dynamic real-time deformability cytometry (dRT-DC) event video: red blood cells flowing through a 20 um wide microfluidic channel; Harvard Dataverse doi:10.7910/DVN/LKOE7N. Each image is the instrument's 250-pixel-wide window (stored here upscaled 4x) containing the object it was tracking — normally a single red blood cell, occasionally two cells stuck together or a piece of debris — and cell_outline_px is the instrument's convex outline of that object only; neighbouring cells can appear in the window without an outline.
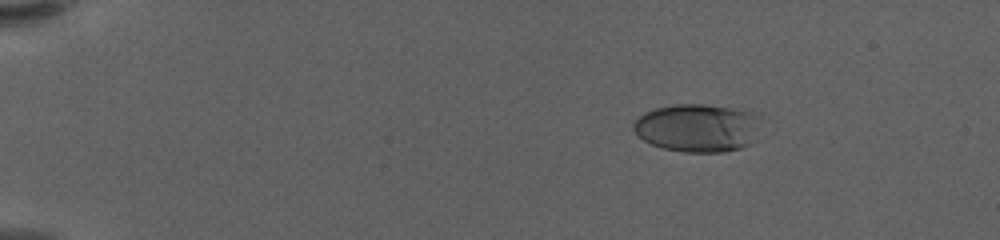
{"species": "human", "species_latin": "Homo sapiens", "temperature_condition": "warm", "stored_images_in_passage": 55, "camera_frame_rate_fps": 3000, "um_per_image_px": 0.085, "donor": {"sex": "female"}, "frame": {"image": 1, "passage_image": 5, "time_ms": 1.333, "image_size_px": [1000, 240], "cell_outline_px": [[760, 116], [756, 140], [740, 148], [724, 152], [684, 152], [664, 148], [652, 144], [644, 140], [632, 128], [632, 124], [644, 112], [656, 108], [672, 104], [704, 104], [736, 108], [752, 112]], "centroid_in_image_um": [59.32, 10.86], "position_along_channel_um": 25.7, "area_um2": 35.89}}
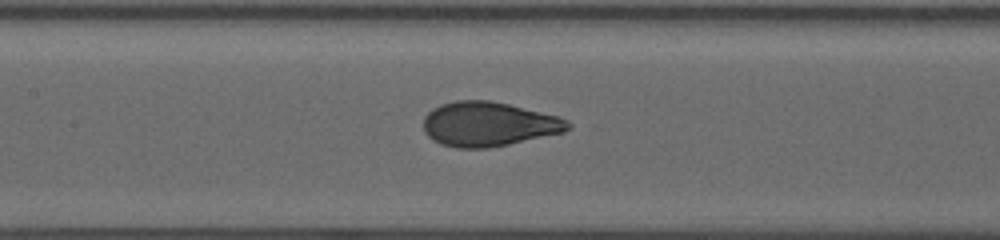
{"frame": {"image": 2, "passage_image": 26, "time_ms": 8.333, "image_size_px": [1000, 240], "cell_outline_px": [[572, 124], [564, 132], [508, 144], [488, 148], [456, 148], [440, 144], [432, 140], [424, 132], [424, 116], [432, 108], [440, 104], [456, 100], [488, 100], [508, 104], [560, 116], [568, 120]], "centroid_in_image_um": [41.51, 10.55], "position_along_channel_um": 165.9, "area_um2": 37.57}}
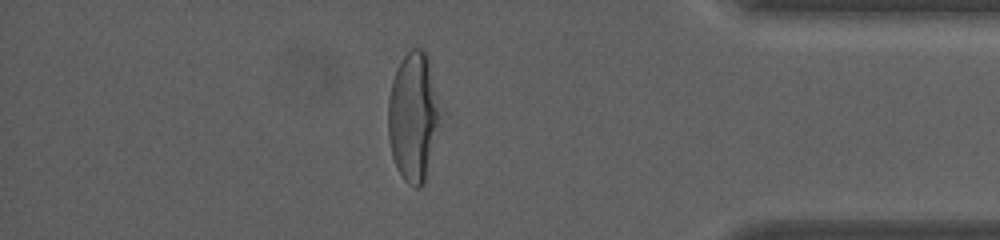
{"frame": {"image": 3, "passage_image": 48, "time_ms": 15.667, "image_size_px": [1000, 240], "cell_outline_px": [[444, 112], [424, 184], [420, 188], [416, 188], [408, 184], [404, 180], [396, 168], [392, 156], [388, 140], [388, 100], [392, 80], [396, 68], [400, 60], [412, 48], [424, 48], [428, 56]], "centroid_in_image_um": [35.17, 9.91], "position_along_channel_um": 400.0, "area_um2": 40.58}, "authors_computed_cell_mechanics": {"area_um2": 37.281, "velocity_mm_per_s": 3.5252, "shape_relaxation_time_tau1_ms": 4.5224, "shape_relaxation_time_tau2_ms": null, "deformation_change_tau1": 0.2253, "deformation_change_tau2": null}}